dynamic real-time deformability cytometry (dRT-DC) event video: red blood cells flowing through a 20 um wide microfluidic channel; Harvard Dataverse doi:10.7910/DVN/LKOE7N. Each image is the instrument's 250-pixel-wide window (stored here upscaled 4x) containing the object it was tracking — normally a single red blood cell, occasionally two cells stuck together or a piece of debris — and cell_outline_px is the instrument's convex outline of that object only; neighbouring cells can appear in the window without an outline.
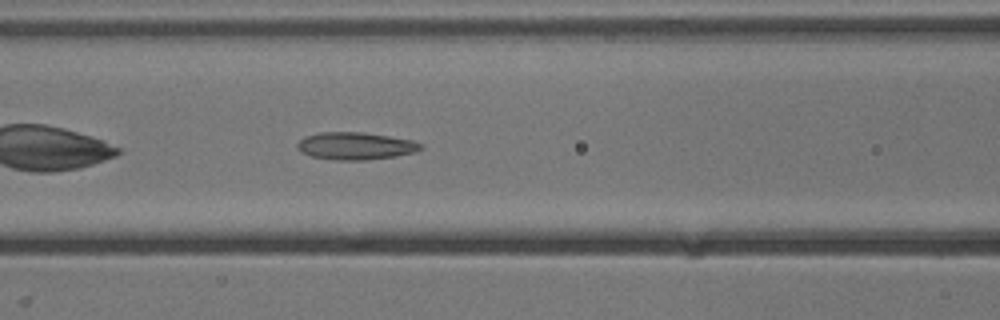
{"species": "common noctule bat (a hibernating species)", "species_latin": "Nyctalus noctula", "temperature_condition": "cold", "stored_images_in_passage": 39, "camera_frame_rate_fps": 3000, "um_per_image_px": 0.085, "animal": {"sex": "male", "body_mass_g": 13.3}, "frame": {"image": 1, "passage_image": 8, "time_ms": 2.333, "image_size_px": [1000, 320], "cell_outline_px": [[424, 148], [416, 152], [396, 156], [368, 160], [332, 160], [312, 156], [300, 152], [296, 148], [296, 144], [304, 136], [320, 132], [364, 132], [412, 140], [424, 144]], "centroid_in_image_um": [30.22, 12.41], "position_along_channel_um": 136.4, "area_um2": 20.0}}
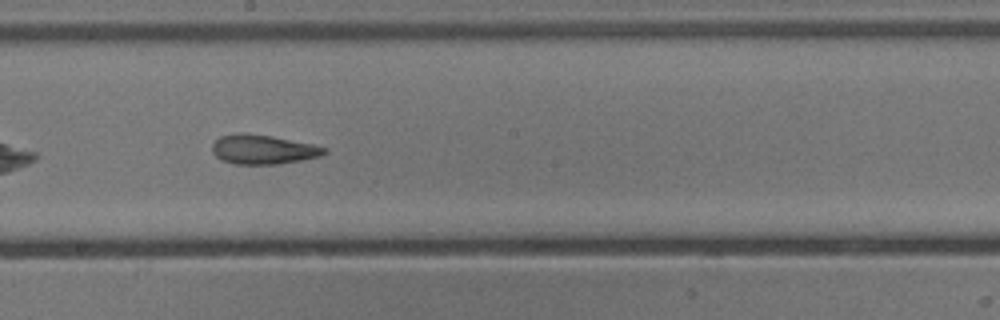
{"frame": {"image": 2, "passage_image": 15, "time_ms": 4.667, "image_size_px": [1000, 320], "cell_outline_px": [[328, 152], [320, 156], [300, 160], [276, 164], [236, 164], [220, 160], [212, 152], [212, 144], [220, 136], [240, 132], [244, 132], [272, 136], [312, 144], [328, 148]], "centroid_in_image_um": [22.34, 12.69], "position_along_channel_um": 225.9, "area_um2": 19.25}}
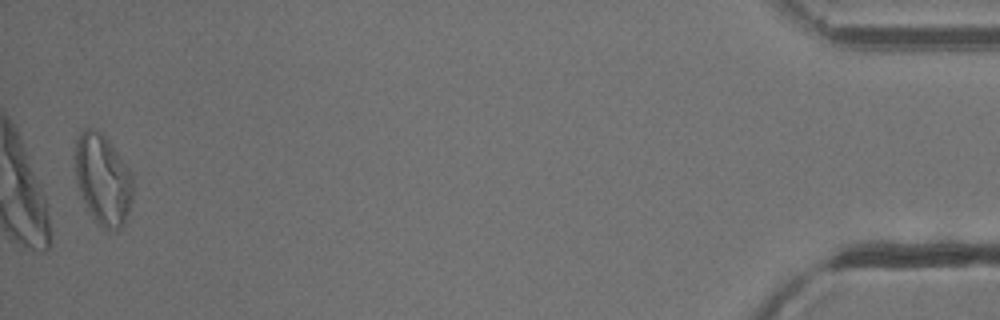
{"frame": {"image": 3, "passage_image": 38, "time_ms": 12.333, "image_size_px": [1000, 320], "cell_outline_px": [[132, 200], [124, 224], [116, 232], [108, 232], [96, 220], [88, 208], [80, 192], [76, 180], [76, 144], [80, 132], [84, 128], [92, 128], [100, 132], [104, 136], [132, 172]], "centroid_in_image_um": [8.77, 15.28], "position_along_channel_um": 426.4, "area_um2": 30.06}, "authors_computed_cell_mechanics": {"area_um2": 19.9988, "velocity_mm_per_s": 3.8286, "shape_relaxation_time_tau1_ms": 4.6035, "shape_relaxation_time_tau2_ms": 2.9303, "deformation_change_tau1": 0.139, "deformation_change_tau2": 0.114}}